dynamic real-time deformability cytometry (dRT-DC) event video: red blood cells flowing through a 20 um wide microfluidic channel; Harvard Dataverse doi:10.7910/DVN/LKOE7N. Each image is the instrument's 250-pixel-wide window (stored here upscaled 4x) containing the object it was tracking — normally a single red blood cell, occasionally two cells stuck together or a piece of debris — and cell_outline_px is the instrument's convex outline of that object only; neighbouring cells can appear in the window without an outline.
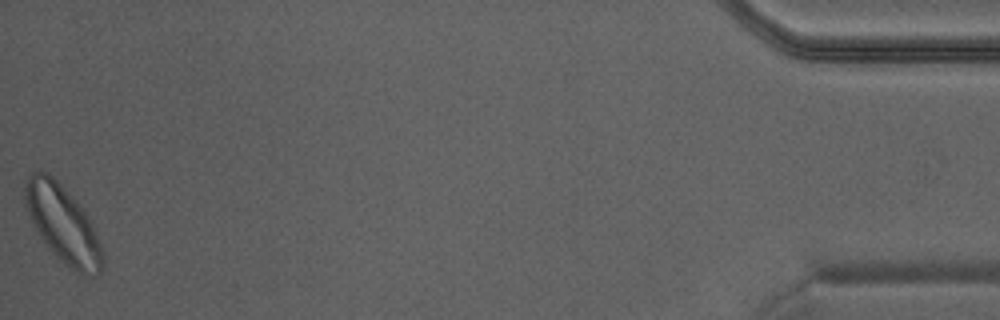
{"species": "Egyptian fruit bat (a non-hibernating species)", "species_latin": "Rousettus aegyptiacus", "temperature_condition": "warm", "stored_images_in_passage": 34, "camera_frame_rate_fps": 3000, "um_per_image_px": 0.085, "animal": {"sex": "male"}, "frame": {"image": 1, "passage_image": 34, "time_ms": 11.0, "image_size_px": [1000, 320], "cell_outline_px": [[104, 268], [100, 272], [92, 276], [88, 276], [76, 272], [64, 264], [48, 248], [40, 236], [28, 212], [24, 200], [24, 184], [28, 176], [32, 172], [48, 172], [76, 200], [92, 224], [100, 244], [104, 256]], "centroid_in_image_um": [5.35, 19.07], "position_along_channel_um": 429.8, "area_um2": 34.56}}